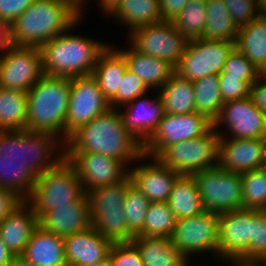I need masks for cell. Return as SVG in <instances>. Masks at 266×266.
Masks as SVG:
<instances>
[{"label":"cell","mask_w":266,"mask_h":266,"mask_svg":"<svg viewBox=\"0 0 266 266\" xmlns=\"http://www.w3.org/2000/svg\"><path fill=\"white\" fill-rule=\"evenodd\" d=\"M126 69L124 56L114 46L108 44L99 54L92 76L109 102L117 95Z\"/></svg>","instance_id":"cell-27"},{"label":"cell","mask_w":266,"mask_h":266,"mask_svg":"<svg viewBox=\"0 0 266 266\" xmlns=\"http://www.w3.org/2000/svg\"><path fill=\"white\" fill-rule=\"evenodd\" d=\"M254 266H266V258L258 261Z\"/></svg>","instance_id":"cell-57"},{"label":"cell","mask_w":266,"mask_h":266,"mask_svg":"<svg viewBox=\"0 0 266 266\" xmlns=\"http://www.w3.org/2000/svg\"><path fill=\"white\" fill-rule=\"evenodd\" d=\"M81 18L70 28L40 47L43 73L49 76L76 78L92 75L99 54L108 43L86 36L70 34ZM69 33V34H68Z\"/></svg>","instance_id":"cell-3"},{"label":"cell","mask_w":266,"mask_h":266,"mask_svg":"<svg viewBox=\"0 0 266 266\" xmlns=\"http://www.w3.org/2000/svg\"><path fill=\"white\" fill-rule=\"evenodd\" d=\"M235 47L261 73H266V14L238 28Z\"/></svg>","instance_id":"cell-28"},{"label":"cell","mask_w":266,"mask_h":266,"mask_svg":"<svg viewBox=\"0 0 266 266\" xmlns=\"http://www.w3.org/2000/svg\"><path fill=\"white\" fill-rule=\"evenodd\" d=\"M220 137L212 127L201 137L166 147L157 158L179 174L192 175L217 166Z\"/></svg>","instance_id":"cell-9"},{"label":"cell","mask_w":266,"mask_h":266,"mask_svg":"<svg viewBox=\"0 0 266 266\" xmlns=\"http://www.w3.org/2000/svg\"><path fill=\"white\" fill-rule=\"evenodd\" d=\"M112 16L128 27L129 33L138 27L163 21L159 0H122Z\"/></svg>","instance_id":"cell-32"},{"label":"cell","mask_w":266,"mask_h":266,"mask_svg":"<svg viewBox=\"0 0 266 266\" xmlns=\"http://www.w3.org/2000/svg\"><path fill=\"white\" fill-rule=\"evenodd\" d=\"M128 47L116 49L124 56L127 69L141 78L151 91H158L175 73V67L168 61L140 53L131 45Z\"/></svg>","instance_id":"cell-25"},{"label":"cell","mask_w":266,"mask_h":266,"mask_svg":"<svg viewBox=\"0 0 266 266\" xmlns=\"http://www.w3.org/2000/svg\"><path fill=\"white\" fill-rule=\"evenodd\" d=\"M261 72L236 47L229 53L219 76L239 77L251 85L258 79Z\"/></svg>","instance_id":"cell-42"},{"label":"cell","mask_w":266,"mask_h":266,"mask_svg":"<svg viewBox=\"0 0 266 266\" xmlns=\"http://www.w3.org/2000/svg\"><path fill=\"white\" fill-rule=\"evenodd\" d=\"M265 149L266 139L263 138H220L217 165L238 173L262 169Z\"/></svg>","instance_id":"cell-19"},{"label":"cell","mask_w":266,"mask_h":266,"mask_svg":"<svg viewBox=\"0 0 266 266\" xmlns=\"http://www.w3.org/2000/svg\"><path fill=\"white\" fill-rule=\"evenodd\" d=\"M7 266H34L22 255L13 256L10 263Z\"/></svg>","instance_id":"cell-54"},{"label":"cell","mask_w":266,"mask_h":266,"mask_svg":"<svg viewBox=\"0 0 266 266\" xmlns=\"http://www.w3.org/2000/svg\"><path fill=\"white\" fill-rule=\"evenodd\" d=\"M237 28L245 26L258 17L259 0H223Z\"/></svg>","instance_id":"cell-44"},{"label":"cell","mask_w":266,"mask_h":266,"mask_svg":"<svg viewBox=\"0 0 266 266\" xmlns=\"http://www.w3.org/2000/svg\"><path fill=\"white\" fill-rule=\"evenodd\" d=\"M251 209H239L219 214V257L231 266H249Z\"/></svg>","instance_id":"cell-17"},{"label":"cell","mask_w":266,"mask_h":266,"mask_svg":"<svg viewBox=\"0 0 266 266\" xmlns=\"http://www.w3.org/2000/svg\"><path fill=\"white\" fill-rule=\"evenodd\" d=\"M89 266H113L109 257H107L106 259L100 261V262H97V263H93L92 265H89Z\"/></svg>","instance_id":"cell-55"},{"label":"cell","mask_w":266,"mask_h":266,"mask_svg":"<svg viewBox=\"0 0 266 266\" xmlns=\"http://www.w3.org/2000/svg\"><path fill=\"white\" fill-rule=\"evenodd\" d=\"M207 20L202 39L235 42L238 28L223 0H206Z\"/></svg>","instance_id":"cell-33"},{"label":"cell","mask_w":266,"mask_h":266,"mask_svg":"<svg viewBox=\"0 0 266 266\" xmlns=\"http://www.w3.org/2000/svg\"><path fill=\"white\" fill-rule=\"evenodd\" d=\"M195 112L205 115L212 122L224 104L220 93L219 74H210L193 81Z\"/></svg>","instance_id":"cell-36"},{"label":"cell","mask_w":266,"mask_h":266,"mask_svg":"<svg viewBox=\"0 0 266 266\" xmlns=\"http://www.w3.org/2000/svg\"><path fill=\"white\" fill-rule=\"evenodd\" d=\"M108 257L113 266H144L139 250L132 242L113 243Z\"/></svg>","instance_id":"cell-45"},{"label":"cell","mask_w":266,"mask_h":266,"mask_svg":"<svg viewBox=\"0 0 266 266\" xmlns=\"http://www.w3.org/2000/svg\"><path fill=\"white\" fill-rule=\"evenodd\" d=\"M224 125L225 131L227 129L226 132L230 134L223 131ZM213 128L220 134V138L266 139V114L252 103L250 97L227 101L213 121Z\"/></svg>","instance_id":"cell-16"},{"label":"cell","mask_w":266,"mask_h":266,"mask_svg":"<svg viewBox=\"0 0 266 266\" xmlns=\"http://www.w3.org/2000/svg\"><path fill=\"white\" fill-rule=\"evenodd\" d=\"M36 177L22 162L10 161L0 155V187L12 191L22 201L33 192Z\"/></svg>","instance_id":"cell-34"},{"label":"cell","mask_w":266,"mask_h":266,"mask_svg":"<svg viewBox=\"0 0 266 266\" xmlns=\"http://www.w3.org/2000/svg\"><path fill=\"white\" fill-rule=\"evenodd\" d=\"M65 159L75 168L85 193L117 183L128 175L119 160L93 152H65Z\"/></svg>","instance_id":"cell-18"},{"label":"cell","mask_w":266,"mask_h":266,"mask_svg":"<svg viewBox=\"0 0 266 266\" xmlns=\"http://www.w3.org/2000/svg\"><path fill=\"white\" fill-rule=\"evenodd\" d=\"M72 1L81 8V16H82V14H85V12H84L85 7L84 6H86L85 2H87V1L86 0H72Z\"/></svg>","instance_id":"cell-56"},{"label":"cell","mask_w":266,"mask_h":266,"mask_svg":"<svg viewBox=\"0 0 266 266\" xmlns=\"http://www.w3.org/2000/svg\"><path fill=\"white\" fill-rule=\"evenodd\" d=\"M34 266H67L64 238L38 226L22 254Z\"/></svg>","instance_id":"cell-26"},{"label":"cell","mask_w":266,"mask_h":266,"mask_svg":"<svg viewBox=\"0 0 266 266\" xmlns=\"http://www.w3.org/2000/svg\"><path fill=\"white\" fill-rule=\"evenodd\" d=\"M249 97L252 103L266 114V73H261L251 85Z\"/></svg>","instance_id":"cell-48"},{"label":"cell","mask_w":266,"mask_h":266,"mask_svg":"<svg viewBox=\"0 0 266 266\" xmlns=\"http://www.w3.org/2000/svg\"><path fill=\"white\" fill-rule=\"evenodd\" d=\"M264 258H266V210L251 209L249 266H254Z\"/></svg>","instance_id":"cell-41"},{"label":"cell","mask_w":266,"mask_h":266,"mask_svg":"<svg viewBox=\"0 0 266 266\" xmlns=\"http://www.w3.org/2000/svg\"><path fill=\"white\" fill-rule=\"evenodd\" d=\"M14 255L0 238V266H7Z\"/></svg>","instance_id":"cell-53"},{"label":"cell","mask_w":266,"mask_h":266,"mask_svg":"<svg viewBox=\"0 0 266 266\" xmlns=\"http://www.w3.org/2000/svg\"><path fill=\"white\" fill-rule=\"evenodd\" d=\"M0 155H6L10 161L22 162L38 178L65 158V145L47 132L0 131Z\"/></svg>","instance_id":"cell-5"},{"label":"cell","mask_w":266,"mask_h":266,"mask_svg":"<svg viewBox=\"0 0 266 266\" xmlns=\"http://www.w3.org/2000/svg\"><path fill=\"white\" fill-rule=\"evenodd\" d=\"M263 168L266 170V149H265V162H264V167Z\"/></svg>","instance_id":"cell-58"},{"label":"cell","mask_w":266,"mask_h":266,"mask_svg":"<svg viewBox=\"0 0 266 266\" xmlns=\"http://www.w3.org/2000/svg\"><path fill=\"white\" fill-rule=\"evenodd\" d=\"M146 94L138 96L119 109L127 131L142 145L152 136L164 116L162 99L158 93L154 99ZM127 108V109H125Z\"/></svg>","instance_id":"cell-22"},{"label":"cell","mask_w":266,"mask_h":266,"mask_svg":"<svg viewBox=\"0 0 266 266\" xmlns=\"http://www.w3.org/2000/svg\"><path fill=\"white\" fill-rule=\"evenodd\" d=\"M113 243L93 227L64 238L67 266H89L108 257Z\"/></svg>","instance_id":"cell-23"},{"label":"cell","mask_w":266,"mask_h":266,"mask_svg":"<svg viewBox=\"0 0 266 266\" xmlns=\"http://www.w3.org/2000/svg\"><path fill=\"white\" fill-rule=\"evenodd\" d=\"M27 93L0 87V131L25 130Z\"/></svg>","instance_id":"cell-35"},{"label":"cell","mask_w":266,"mask_h":266,"mask_svg":"<svg viewBox=\"0 0 266 266\" xmlns=\"http://www.w3.org/2000/svg\"><path fill=\"white\" fill-rule=\"evenodd\" d=\"M97 4H100L99 7L102 8L103 13L113 15L116 10L119 8L122 0H98Z\"/></svg>","instance_id":"cell-52"},{"label":"cell","mask_w":266,"mask_h":266,"mask_svg":"<svg viewBox=\"0 0 266 266\" xmlns=\"http://www.w3.org/2000/svg\"><path fill=\"white\" fill-rule=\"evenodd\" d=\"M151 91L147 85L135 73L126 69L117 95L109 102L113 109H121L122 106L132 102L138 96Z\"/></svg>","instance_id":"cell-43"},{"label":"cell","mask_w":266,"mask_h":266,"mask_svg":"<svg viewBox=\"0 0 266 266\" xmlns=\"http://www.w3.org/2000/svg\"><path fill=\"white\" fill-rule=\"evenodd\" d=\"M130 183V177L127 175L117 183L87 193L91 224L101 236L112 243L127 242V223L123 205Z\"/></svg>","instance_id":"cell-6"},{"label":"cell","mask_w":266,"mask_h":266,"mask_svg":"<svg viewBox=\"0 0 266 266\" xmlns=\"http://www.w3.org/2000/svg\"><path fill=\"white\" fill-rule=\"evenodd\" d=\"M38 225L61 238L88 229L92 224L87 194L84 193L69 205L55 206V209L46 211L38 219Z\"/></svg>","instance_id":"cell-21"},{"label":"cell","mask_w":266,"mask_h":266,"mask_svg":"<svg viewBox=\"0 0 266 266\" xmlns=\"http://www.w3.org/2000/svg\"><path fill=\"white\" fill-rule=\"evenodd\" d=\"M162 19L173 20L186 6L189 0H159Z\"/></svg>","instance_id":"cell-50"},{"label":"cell","mask_w":266,"mask_h":266,"mask_svg":"<svg viewBox=\"0 0 266 266\" xmlns=\"http://www.w3.org/2000/svg\"><path fill=\"white\" fill-rule=\"evenodd\" d=\"M110 108L109 101L92 75L71 78L65 122V142L78 128L91 122Z\"/></svg>","instance_id":"cell-13"},{"label":"cell","mask_w":266,"mask_h":266,"mask_svg":"<svg viewBox=\"0 0 266 266\" xmlns=\"http://www.w3.org/2000/svg\"><path fill=\"white\" fill-rule=\"evenodd\" d=\"M235 47L232 41L192 39L175 67V73L190 81L210 74H220L229 53Z\"/></svg>","instance_id":"cell-12"},{"label":"cell","mask_w":266,"mask_h":266,"mask_svg":"<svg viewBox=\"0 0 266 266\" xmlns=\"http://www.w3.org/2000/svg\"><path fill=\"white\" fill-rule=\"evenodd\" d=\"M64 145L65 152L102 154L121 161L128 169L133 162L149 159L143 145L127 131L120 110L113 108L78 128Z\"/></svg>","instance_id":"cell-1"},{"label":"cell","mask_w":266,"mask_h":266,"mask_svg":"<svg viewBox=\"0 0 266 266\" xmlns=\"http://www.w3.org/2000/svg\"><path fill=\"white\" fill-rule=\"evenodd\" d=\"M176 217L167 202L150 203L143 225V236L170 238Z\"/></svg>","instance_id":"cell-39"},{"label":"cell","mask_w":266,"mask_h":266,"mask_svg":"<svg viewBox=\"0 0 266 266\" xmlns=\"http://www.w3.org/2000/svg\"><path fill=\"white\" fill-rule=\"evenodd\" d=\"M204 210L221 214L243 209L242 174L218 165L192 174Z\"/></svg>","instance_id":"cell-8"},{"label":"cell","mask_w":266,"mask_h":266,"mask_svg":"<svg viewBox=\"0 0 266 266\" xmlns=\"http://www.w3.org/2000/svg\"><path fill=\"white\" fill-rule=\"evenodd\" d=\"M85 193L75 168L64 158L55 168L36 179L26 202L39 219L55 206L69 205Z\"/></svg>","instance_id":"cell-7"},{"label":"cell","mask_w":266,"mask_h":266,"mask_svg":"<svg viewBox=\"0 0 266 266\" xmlns=\"http://www.w3.org/2000/svg\"><path fill=\"white\" fill-rule=\"evenodd\" d=\"M206 20V0H189L171 22L189 41L203 37Z\"/></svg>","instance_id":"cell-38"},{"label":"cell","mask_w":266,"mask_h":266,"mask_svg":"<svg viewBox=\"0 0 266 266\" xmlns=\"http://www.w3.org/2000/svg\"><path fill=\"white\" fill-rule=\"evenodd\" d=\"M80 18L81 8L72 0H35L10 25L11 45L40 48Z\"/></svg>","instance_id":"cell-2"},{"label":"cell","mask_w":266,"mask_h":266,"mask_svg":"<svg viewBox=\"0 0 266 266\" xmlns=\"http://www.w3.org/2000/svg\"><path fill=\"white\" fill-rule=\"evenodd\" d=\"M70 78L43 75L27 92L26 130L50 133L65 143Z\"/></svg>","instance_id":"cell-4"},{"label":"cell","mask_w":266,"mask_h":266,"mask_svg":"<svg viewBox=\"0 0 266 266\" xmlns=\"http://www.w3.org/2000/svg\"><path fill=\"white\" fill-rule=\"evenodd\" d=\"M164 112L174 115L195 112L193 81L174 73L158 91Z\"/></svg>","instance_id":"cell-30"},{"label":"cell","mask_w":266,"mask_h":266,"mask_svg":"<svg viewBox=\"0 0 266 266\" xmlns=\"http://www.w3.org/2000/svg\"><path fill=\"white\" fill-rule=\"evenodd\" d=\"M35 0H0V21L9 26L22 15Z\"/></svg>","instance_id":"cell-47"},{"label":"cell","mask_w":266,"mask_h":266,"mask_svg":"<svg viewBox=\"0 0 266 266\" xmlns=\"http://www.w3.org/2000/svg\"><path fill=\"white\" fill-rule=\"evenodd\" d=\"M22 200L12 191L0 187V223L15 209Z\"/></svg>","instance_id":"cell-49"},{"label":"cell","mask_w":266,"mask_h":266,"mask_svg":"<svg viewBox=\"0 0 266 266\" xmlns=\"http://www.w3.org/2000/svg\"><path fill=\"white\" fill-rule=\"evenodd\" d=\"M212 127L213 122L198 112L180 115L165 113L155 132L143 145V153L157 157L166 147L201 137Z\"/></svg>","instance_id":"cell-15"},{"label":"cell","mask_w":266,"mask_h":266,"mask_svg":"<svg viewBox=\"0 0 266 266\" xmlns=\"http://www.w3.org/2000/svg\"><path fill=\"white\" fill-rule=\"evenodd\" d=\"M219 214L203 210L199 214L177 219L170 237L173 245L190 261L189 257L213 252L219 257Z\"/></svg>","instance_id":"cell-10"},{"label":"cell","mask_w":266,"mask_h":266,"mask_svg":"<svg viewBox=\"0 0 266 266\" xmlns=\"http://www.w3.org/2000/svg\"><path fill=\"white\" fill-rule=\"evenodd\" d=\"M220 93L223 102L249 97L251 84L239 77L219 76Z\"/></svg>","instance_id":"cell-46"},{"label":"cell","mask_w":266,"mask_h":266,"mask_svg":"<svg viewBox=\"0 0 266 266\" xmlns=\"http://www.w3.org/2000/svg\"><path fill=\"white\" fill-rule=\"evenodd\" d=\"M167 203L176 219L192 217L204 210L193 175L180 174L176 178Z\"/></svg>","instance_id":"cell-31"},{"label":"cell","mask_w":266,"mask_h":266,"mask_svg":"<svg viewBox=\"0 0 266 266\" xmlns=\"http://www.w3.org/2000/svg\"><path fill=\"white\" fill-rule=\"evenodd\" d=\"M44 75L39 47L10 46L0 54V87L28 92Z\"/></svg>","instance_id":"cell-14"},{"label":"cell","mask_w":266,"mask_h":266,"mask_svg":"<svg viewBox=\"0 0 266 266\" xmlns=\"http://www.w3.org/2000/svg\"><path fill=\"white\" fill-rule=\"evenodd\" d=\"M38 226V218L32 207L22 201L0 223V238L14 256L22 255Z\"/></svg>","instance_id":"cell-24"},{"label":"cell","mask_w":266,"mask_h":266,"mask_svg":"<svg viewBox=\"0 0 266 266\" xmlns=\"http://www.w3.org/2000/svg\"><path fill=\"white\" fill-rule=\"evenodd\" d=\"M150 203L136 186L132 183L128 185L123 205L127 223V242H131L136 236H143L144 220Z\"/></svg>","instance_id":"cell-37"},{"label":"cell","mask_w":266,"mask_h":266,"mask_svg":"<svg viewBox=\"0 0 266 266\" xmlns=\"http://www.w3.org/2000/svg\"><path fill=\"white\" fill-rule=\"evenodd\" d=\"M10 46V26L4 21H0V54Z\"/></svg>","instance_id":"cell-51"},{"label":"cell","mask_w":266,"mask_h":266,"mask_svg":"<svg viewBox=\"0 0 266 266\" xmlns=\"http://www.w3.org/2000/svg\"><path fill=\"white\" fill-rule=\"evenodd\" d=\"M127 42L140 53L158 57L176 67L188 40L171 21L144 25L127 33Z\"/></svg>","instance_id":"cell-11"},{"label":"cell","mask_w":266,"mask_h":266,"mask_svg":"<svg viewBox=\"0 0 266 266\" xmlns=\"http://www.w3.org/2000/svg\"><path fill=\"white\" fill-rule=\"evenodd\" d=\"M241 174L243 209L266 210V170L262 168Z\"/></svg>","instance_id":"cell-40"},{"label":"cell","mask_w":266,"mask_h":266,"mask_svg":"<svg viewBox=\"0 0 266 266\" xmlns=\"http://www.w3.org/2000/svg\"><path fill=\"white\" fill-rule=\"evenodd\" d=\"M150 162L137 166L132 165L128 169L131 183L136 186L151 203L167 202L173 184L180 175L176 171L165 166L157 157L149 156Z\"/></svg>","instance_id":"cell-20"},{"label":"cell","mask_w":266,"mask_h":266,"mask_svg":"<svg viewBox=\"0 0 266 266\" xmlns=\"http://www.w3.org/2000/svg\"><path fill=\"white\" fill-rule=\"evenodd\" d=\"M131 242L138 248L144 266L190 265L170 238L136 236Z\"/></svg>","instance_id":"cell-29"}]
</instances>
